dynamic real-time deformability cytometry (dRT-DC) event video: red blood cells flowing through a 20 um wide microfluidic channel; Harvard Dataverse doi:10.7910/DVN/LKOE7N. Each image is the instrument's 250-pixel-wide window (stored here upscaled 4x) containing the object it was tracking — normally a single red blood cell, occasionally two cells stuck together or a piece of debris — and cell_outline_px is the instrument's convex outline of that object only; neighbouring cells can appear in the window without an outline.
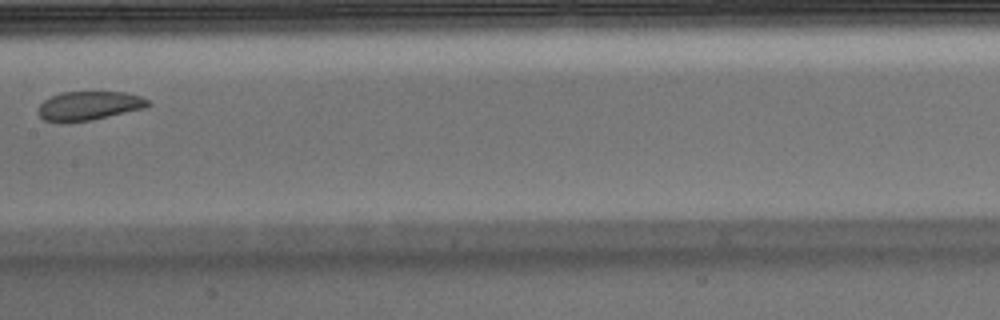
{"species": "Egyptian fruit bat (a non-hibernating species)", "species_latin": "Rousettus aegyptiacus", "temperature_condition": "warm", "stored_images_in_passage": 5, "camera_frame_rate_fps": 3000, "um_per_image_px": 0.085, "animal": {"sex": "male"}, "frame": {"image": 1, "passage_image": 5, "time_ms": 1.333, "image_size_px": [1000, 320], "cell_outline_px": [[152, 104], [144, 108], [92, 120], [64, 124], [44, 120], [40, 116], [40, 104], [44, 100], [52, 96], [64, 92], [124, 92], [140, 96], [148, 100]], "centroid_in_image_um": [7.56, 9.01], "position_along_channel_um": 199.8, "area_um2": 18.55}}